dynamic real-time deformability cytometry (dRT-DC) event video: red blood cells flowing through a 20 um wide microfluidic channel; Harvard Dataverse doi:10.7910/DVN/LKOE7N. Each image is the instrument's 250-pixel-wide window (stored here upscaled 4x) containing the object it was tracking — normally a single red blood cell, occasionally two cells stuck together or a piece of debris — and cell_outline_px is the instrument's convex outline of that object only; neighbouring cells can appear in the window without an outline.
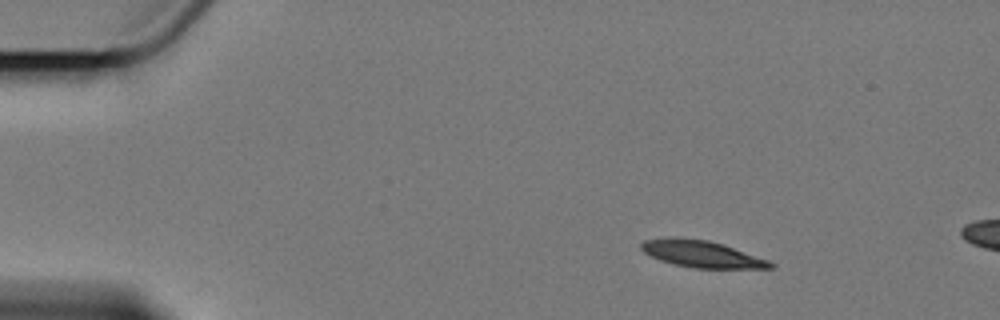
{"species": "Egyptian fruit bat (a non-hibernating species)", "species_latin": "Rousettus aegyptiacus", "temperature_condition": "cold", "stored_images_in_passage": 5, "camera_frame_rate_fps": 3000, "um_per_image_px": 0.085, "animal": {"sex": "female"}, "frame": {"image": 1, "passage_image": 2, "time_ms": 1.333, "image_size_px": [1000, 320], "cell_outline_px": [[776, 264], [772, 268], [692, 268], [660, 260], [644, 252], [640, 248], [640, 244], [644, 240], [708, 240], [724, 244], [768, 260]], "centroid_in_image_um": [59.74, 21.63], "position_along_channel_um": 25.3, "area_um2": 19.25}}